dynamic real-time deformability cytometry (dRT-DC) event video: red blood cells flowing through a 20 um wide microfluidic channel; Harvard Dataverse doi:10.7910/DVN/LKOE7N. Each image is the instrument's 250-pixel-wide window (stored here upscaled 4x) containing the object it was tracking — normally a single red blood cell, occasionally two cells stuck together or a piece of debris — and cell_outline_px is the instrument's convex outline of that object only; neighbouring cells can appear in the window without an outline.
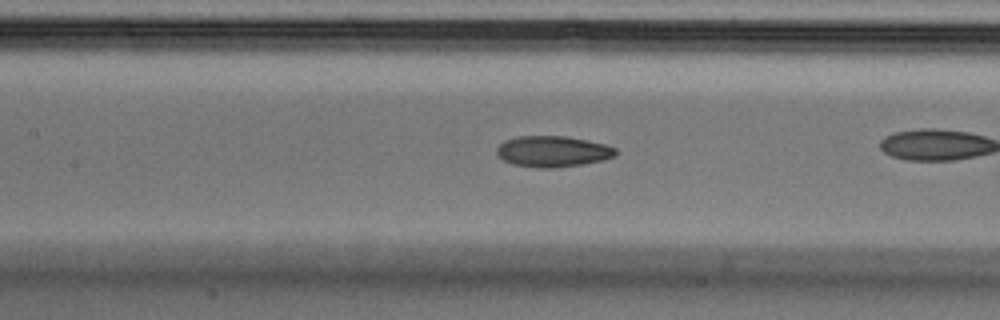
{"species": "Egyptian fruit bat (a non-hibernating species)", "species_latin": "Rousettus aegyptiacus", "temperature_condition": "cold", "stored_images_in_passage": 30, "camera_frame_rate_fps": 3000, "um_per_image_px": 0.085, "animal": {"sex": "male"}, "frame": {"image": 1, "passage_image": 13, "time_ms": 4.0, "image_size_px": [1000, 320], "cell_outline_px": [[616, 156], [604, 160], [580, 164], [552, 168], [540, 168], [512, 164], [496, 156], [496, 148], [504, 140], [516, 136], [564, 136], [588, 140], [604, 144], [616, 148]], "centroid_in_image_um": [46.95, 12.86], "position_along_channel_um": 160.4, "area_um2": 21.56}}